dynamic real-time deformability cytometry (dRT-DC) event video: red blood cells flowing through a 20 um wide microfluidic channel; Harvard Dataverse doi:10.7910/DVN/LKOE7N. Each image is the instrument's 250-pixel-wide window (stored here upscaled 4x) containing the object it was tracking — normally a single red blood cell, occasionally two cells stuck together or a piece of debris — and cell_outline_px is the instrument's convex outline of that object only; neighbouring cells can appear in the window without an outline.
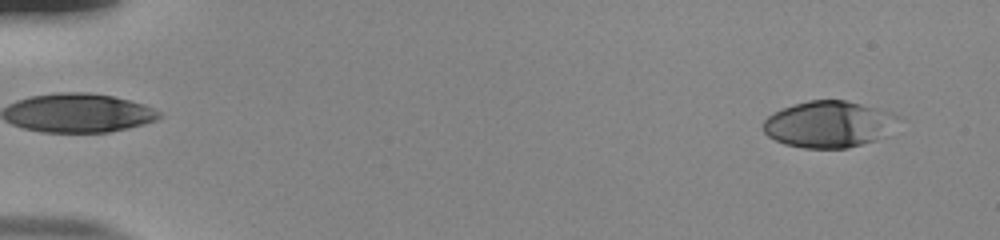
{"species": "human", "species_latin": "Homo sapiens", "temperature_condition": "room temperature", "stored_images_in_passage": 53, "camera_frame_rate_fps": 3000, "um_per_image_px": 0.085, "donor": {"sex": "male"}, "frame": {"image": 1, "passage_image": 3, "time_ms": 0.667, "image_size_px": [1000, 240], "cell_outline_px": [[900, 116], [888, 136], [876, 140], [848, 148], [804, 148], [784, 144], [768, 136], [764, 132], [764, 120], [768, 116], [784, 108], [808, 100], [844, 100], [892, 112]], "centroid_in_image_um": [70.48, 10.57], "position_along_channel_um": 14.5, "area_um2": 36.47}}
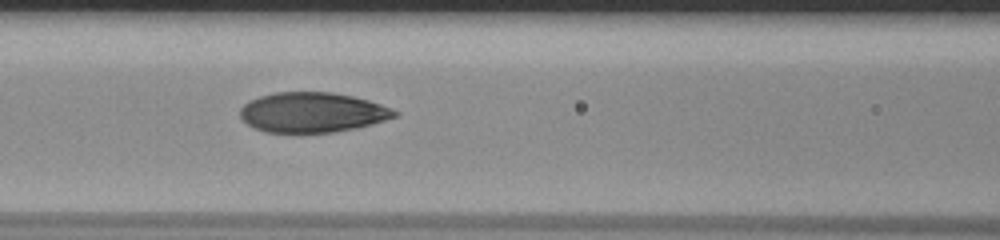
{"frame": {"image": 2, "passage_image": 24, "time_ms": 7.667, "image_size_px": [1000, 240], "cell_outline_px": [[400, 112], [396, 116], [372, 124], [356, 128], [332, 132], [296, 136], [264, 132], [248, 124], [240, 116], [240, 108], [248, 100], [260, 96], [276, 92], [332, 92], [352, 96], [368, 100], [392, 108]], "centroid_in_image_um": [26.51, 9.59], "position_along_channel_um": 140.1, "area_um2": 36.88}}
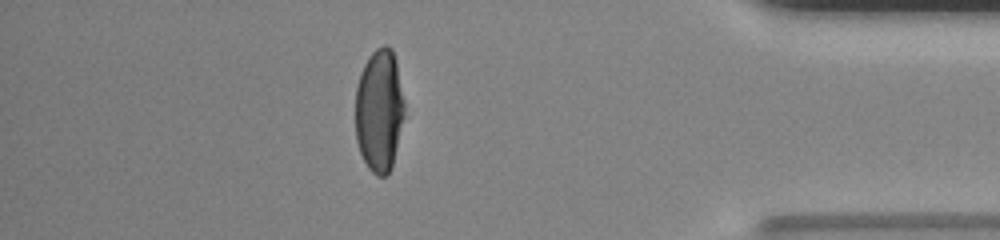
{"frame": {"image": 3, "passage_image": 47, "time_ms": 15.333, "image_size_px": [1000, 240], "cell_outline_px": [[404, 116], [392, 168], [388, 176], [376, 176], [368, 168], [360, 152], [356, 140], [356, 88], [360, 72], [368, 56], [376, 48], [384, 44], [388, 44], [392, 48], [396, 60], [404, 100]], "centroid_in_image_um": [32.24, 9.38], "position_along_channel_um": 403.0, "area_um2": 35.49}, "authors_computed_cell_mechanics": {"area_um2": 36.4718, "velocity_mm_per_s": 3.8568, "shape_relaxation_time_tau1_ms": 5.3935, "shape_relaxation_time_tau2_ms": 0.8241, "deformation_change_tau1": 0.2269, "deformation_change_tau2": 0.0538}}